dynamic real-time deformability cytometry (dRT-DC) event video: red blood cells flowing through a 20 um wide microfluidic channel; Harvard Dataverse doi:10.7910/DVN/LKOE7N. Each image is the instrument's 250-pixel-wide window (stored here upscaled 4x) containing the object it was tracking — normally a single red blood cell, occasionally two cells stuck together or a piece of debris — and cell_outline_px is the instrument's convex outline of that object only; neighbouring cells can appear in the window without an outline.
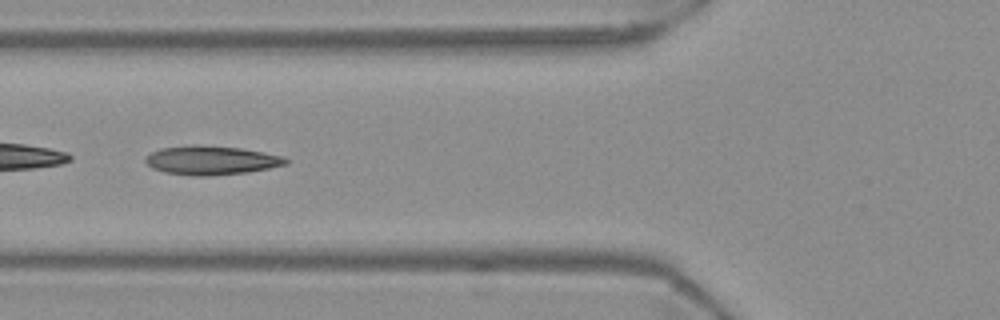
{"species": "Egyptian fruit bat (a non-hibernating species)", "species_latin": "Rousettus aegyptiacus", "temperature_condition": "warm", "stored_images_in_passage": 41, "camera_frame_rate_fps": 3000, "um_per_image_px": 0.085, "frame": {"image": 1, "passage_image": 7, "time_ms": 2.0, "image_size_px": [1000, 320], "cell_outline_px": [[288, 164], [248, 172], [208, 176], [192, 176], [164, 172], [152, 168], [144, 160], [144, 156], [160, 148], [192, 144], [200, 144], [240, 148], [284, 156], [288, 160]], "centroid_in_image_um": [17.92, 13.62], "position_along_channel_um": 107.9, "area_um2": 23.87}}
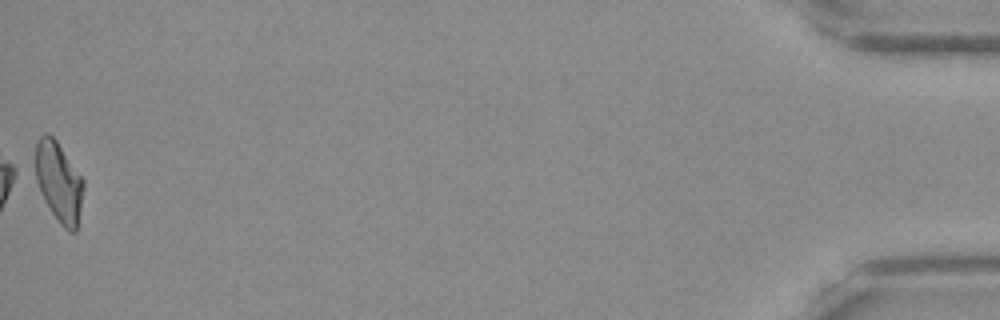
{"frame": {"image": 2, "passage_image": 41, "time_ms": 13.333, "image_size_px": [1000, 320], "cell_outline_px": [[84, 188], [76, 232], [68, 232], [60, 224], [44, 200], [28, 172], [28, 168], [36, 140], [44, 132], [48, 132], [56, 140], [84, 180]], "centroid_in_image_um": [4.86, 15.38], "position_along_channel_um": 430.3, "area_um2": 23.93}, "authors_computed_cell_mechanics": {"area_um2": 22.7732, "velocity_mm_per_s": 3.7104, "shape_relaxation_time_tau1_ms": 3.3964, "shape_relaxation_time_tau2_ms": 1.6378, "deformation_change_tau1": 0.1628, "deformation_change_tau2": 0.1032}}